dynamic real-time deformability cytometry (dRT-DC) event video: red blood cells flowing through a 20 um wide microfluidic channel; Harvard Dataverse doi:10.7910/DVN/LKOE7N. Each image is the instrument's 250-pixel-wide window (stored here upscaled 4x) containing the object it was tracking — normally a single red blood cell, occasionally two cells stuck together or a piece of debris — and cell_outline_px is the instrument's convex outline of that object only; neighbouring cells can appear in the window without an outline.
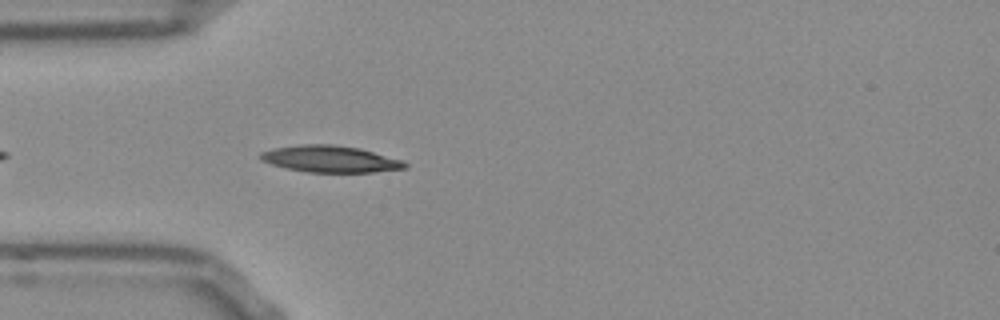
{"species": "Egyptian fruit bat (a non-hibernating species)", "species_latin": "Rousettus aegyptiacus", "temperature_condition": "room temperature", "stored_images_in_passage": 8, "camera_frame_rate_fps": 3000, "um_per_image_px": 0.085, "frame": {"image": 1, "passage_image": 4, "time_ms": 1.0, "image_size_px": [1000, 320], "cell_outline_px": [[408, 168], [372, 172], [308, 172], [288, 168], [272, 164], [260, 160], [260, 152], [272, 148], [300, 144], [332, 144], [360, 148], [404, 160], [408, 164]], "centroid_in_image_um": [28.1, 13.5], "position_along_channel_um": 56.9, "area_um2": 22.54}}